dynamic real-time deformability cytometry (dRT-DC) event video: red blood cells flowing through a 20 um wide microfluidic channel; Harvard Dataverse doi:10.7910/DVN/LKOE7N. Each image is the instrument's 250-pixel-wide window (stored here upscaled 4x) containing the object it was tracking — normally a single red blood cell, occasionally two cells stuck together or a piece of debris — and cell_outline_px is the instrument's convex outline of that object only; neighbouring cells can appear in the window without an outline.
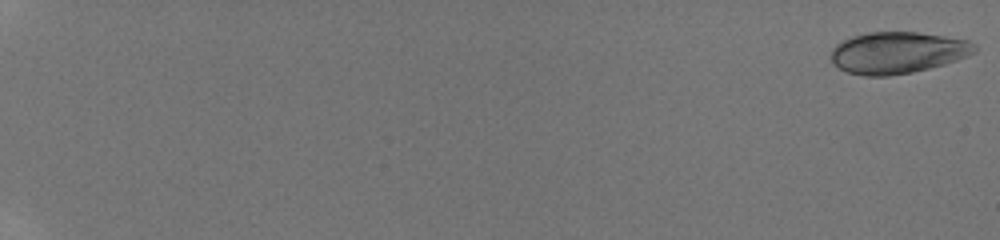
{"species": "human", "species_latin": "Homo sapiens", "temperature_condition": "room temperature", "stored_images_in_passage": 53, "camera_frame_rate_fps": 3000, "um_per_image_px": 0.085, "donor": {"sex": "male"}, "frame": {"image": 1, "passage_image": 1, "time_ms": 0.0, "image_size_px": [1000, 240], "cell_outline_px": [[976, 52], [968, 56], [944, 64], [912, 72], [888, 76], [864, 76], [848, 72], [840, 68], [832, 60], [832, 48], [840, 40], [852, 36], [868, 32], [916, 32], [944, 36], [968, 40], [976, 44]], "centroid_in_image_um": [76.3, 4.47], "position_along_channel_um": 8.7, "area_um2": 34.8}}
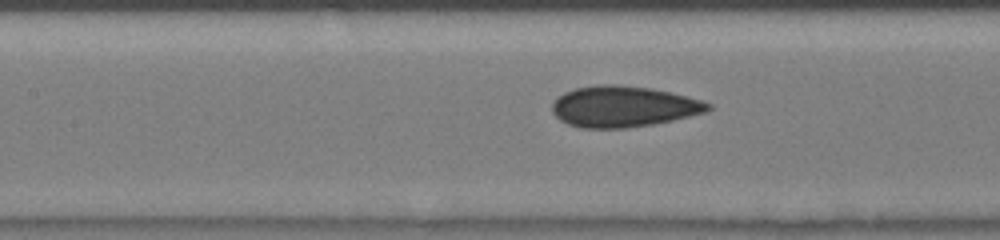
{"frame": {"image": 2, "passage_image": 29, "time_ms": 9.333, "image_size_px": [1000, 240], "cell_outline_px": [[712, 108], [708, 112], [672, 120], [652, 124], [624, 128], [580, 128], [568, 124], [560, 120], [552, 112], [552, 104], [564, 92], [576, 88], [600, 84], [620, 84], [652, 88], [704, 100], [712, 104]], "centroid_in_image_um": [53.02, 9.05], "position_along_channel_um": 154.4, "area_um2": 37.4}}
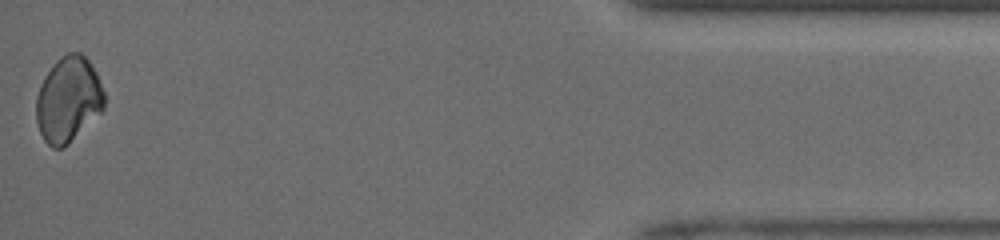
{"frame": {"image": 3, "passage_image": 53, "time_ms": 17.333, "image_size_px": [1000, 240], "cell_outline_px": [[104, 108], [64, 148], [52, 148], [44, 140], [40, 132], [36, 120], [36, 96], [40, 84], [44, 76], [56, 60], [60, 56], [68, 52], [80, 52], [88, 60], [96, 72], [104, 92]], "centroid_in_image_um": [5.78, 8.44], "position_along_channel_um": 429.4, "area_um2": 33.81}, "authors_computed_cell_mechanics": {"area_um2": 35.0268, "velocity_mm_per_s": 4.2175, "shape_relaxation_time_tau1_ms": null, "shape_relaxation_time_tau2_ms": 2.5433, "deformation_change_tau1": null, "deformation_change_tau2": 0.0503}}